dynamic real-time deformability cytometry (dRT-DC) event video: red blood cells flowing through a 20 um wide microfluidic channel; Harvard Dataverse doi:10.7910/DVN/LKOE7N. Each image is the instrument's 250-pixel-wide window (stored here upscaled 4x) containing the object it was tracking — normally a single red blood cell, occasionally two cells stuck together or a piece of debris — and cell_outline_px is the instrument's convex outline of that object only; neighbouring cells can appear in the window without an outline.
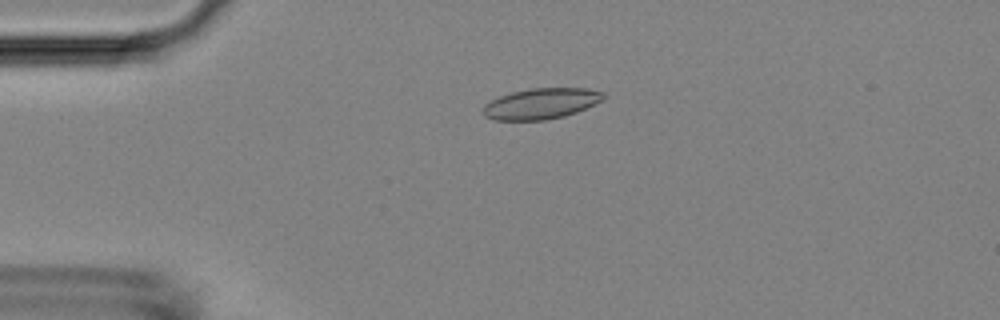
{"species": "Egyptian fruit bat (a non-hibernating species)", "species_latin": "Rousettus aegyptiacus", "temperature_condition": "room temperature", "stored_images_in_passage": 32, "camera_frame_rate_fps": 3000, "um_per_image_px": 0.085, "animal": {"sex": "female"}, "frame": {"image": 1, "passage_image": 12, "time_ms": 3.667, "image_size_px": [1000, 320], "cell_outline_px": [[608, 96], [576, 112], [564, 116], [544, 120], [492, 120], [484, 116], [484, 104], [500, 96], [512, 92], [528, 88], [588, 88], [604, 92]], "centroid_in_image_um": [45.98, 8.8], "position_along_channel_um": 39.0, "area_um2": 21.5}}
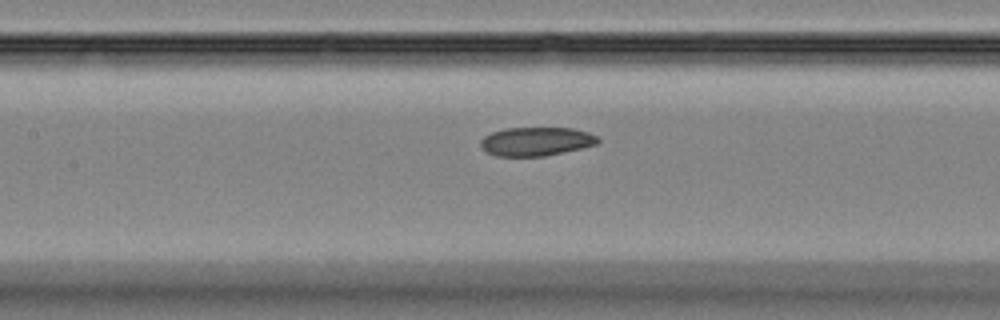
{"frame": {"image": 2, "passage_image": 24, "time_ms": 7.667, "image_size_px": [1000, 320], "cell_outline_px": [[600, 140], [596, 144], [580, 148], [544, 156], [496, 156], [488, 152], [480, 144], [480, 140], [484, 136], [492, 132], [504, 128], [572, 128], [588, 132], [596, 136]], "centroid_in_image_um": [45.55, 12.01], "position_along_channel_um": 161.8, "area_um2": 19.42}}
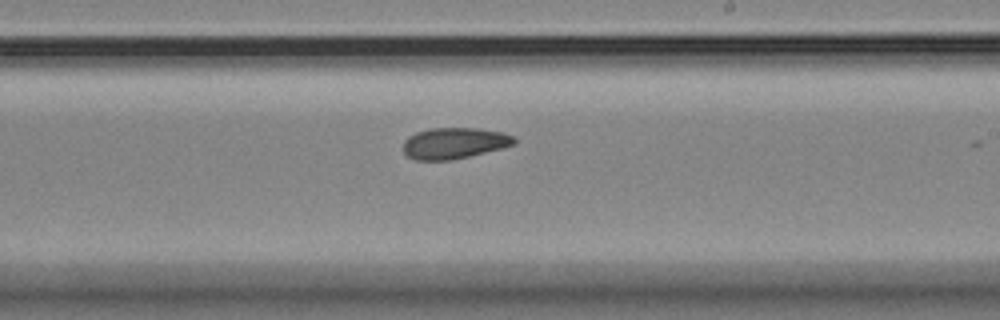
{"frame": {"image": 3, "passage_image": 31, "time_ms": 10.0, "image_size_px": [1000, 320], "cell_outline_px": [[516, 144], [452, 160], [416, 160], [408, 156], [404, 152], [404, 140], [408, 136], [416, 132], [432, 128], [476, 128], [504, 132], [516, 136]], "centroid_in_image_um": [38.63, 12.16], "position_along_channel_um": 250.4, "area_um2": 20.11}}